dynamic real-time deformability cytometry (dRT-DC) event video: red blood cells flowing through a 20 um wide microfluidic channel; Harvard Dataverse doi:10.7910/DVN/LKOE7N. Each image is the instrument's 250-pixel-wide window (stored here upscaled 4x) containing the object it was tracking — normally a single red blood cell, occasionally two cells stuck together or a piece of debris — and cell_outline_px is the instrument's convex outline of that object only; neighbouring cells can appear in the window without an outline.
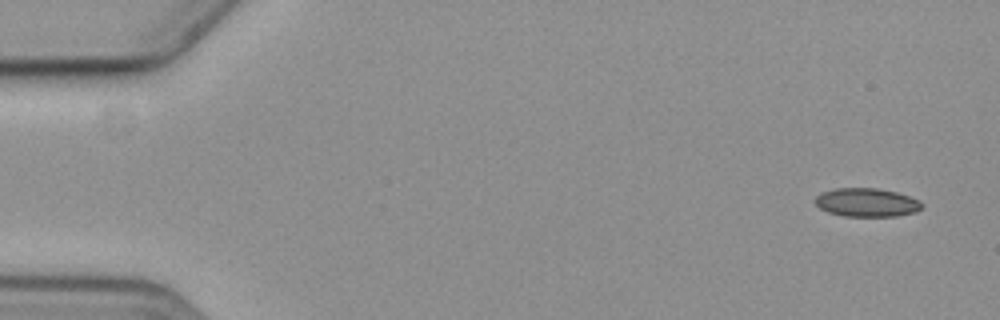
{"species": "common noctule bat (a hibernating species)", "species_latin": "Nyctalus noctula", "temperature_condition": "cold", "stored_images_in_passage": 6, "camera_frame_rate_fps": 3000, "um_per_image_px": 0.085, "animal": {"sex": "female", "body_mass_g": 19.3, "forearm_length_mm": 54.1}, "frame": {"image": 1, "passage_image": 1, "time_ms": 0.0, "image_size_px": [1000, 320], "cell_outline_px": [[924, 204], [916, 212], [896, 216], [844, 216], [828, 212], [820, 208], [812, 200], [820, 192], [836, 188], [876, 188], [896, 192], [920, 200]], "centroid_in_image_um": [73.64, 17.2], "position_along_channel_um": 11.4, "area_um2": 17.86}}
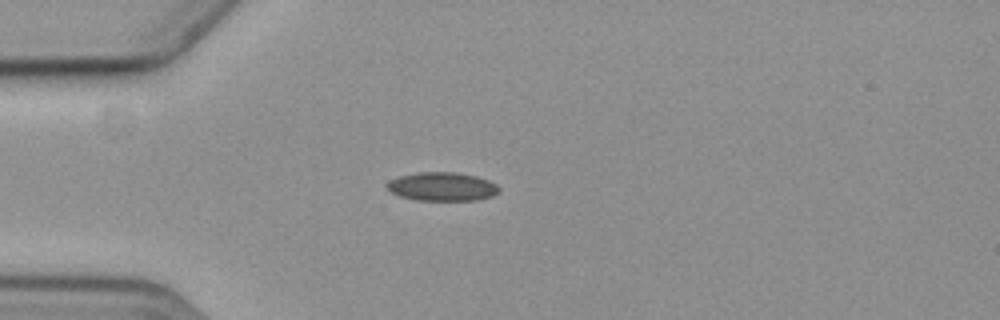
{"frame": {"image": 2, "passage_image": 5, "time_ms": 4.333, "image_size_px": [1000, 320], "cell_outline_px": [[500, 192], [492, 196], [476, 200], [416, 200], [400, 196], [392, 192], [388, 188], [388, 180], [400, 176], [420, 172], [456, 172], [476, 176], [488, 180], [496, 184], [500, 188]], "centroid_in_image_um": [37.62, 15.86], "position_along_channel_um": 47.4, "area_um2": 18.61}}
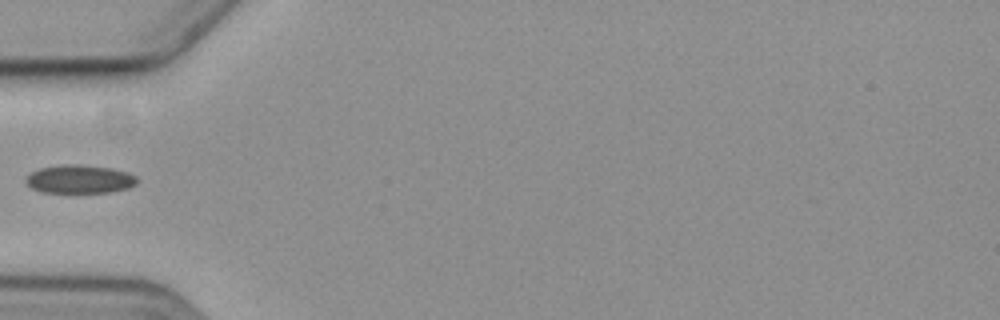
{"frame": {"image": 3, "passage_image": 6, "time_ms": 5.667, "image_size_px": [1000, 320], "cell_outline_px": [[140, 180], [136, 184], [128, 188], [112, 192], [40, 192], [32, 188], [24, 180], [32, 172], [40, 168], [64, 164], [80, 164], [112, 168], [128, 172], [136, 176]], "centroid_in_image_um": [6.81, 15.22], "position_along_channel_um": 78.2, "area_um2": 18.5}}